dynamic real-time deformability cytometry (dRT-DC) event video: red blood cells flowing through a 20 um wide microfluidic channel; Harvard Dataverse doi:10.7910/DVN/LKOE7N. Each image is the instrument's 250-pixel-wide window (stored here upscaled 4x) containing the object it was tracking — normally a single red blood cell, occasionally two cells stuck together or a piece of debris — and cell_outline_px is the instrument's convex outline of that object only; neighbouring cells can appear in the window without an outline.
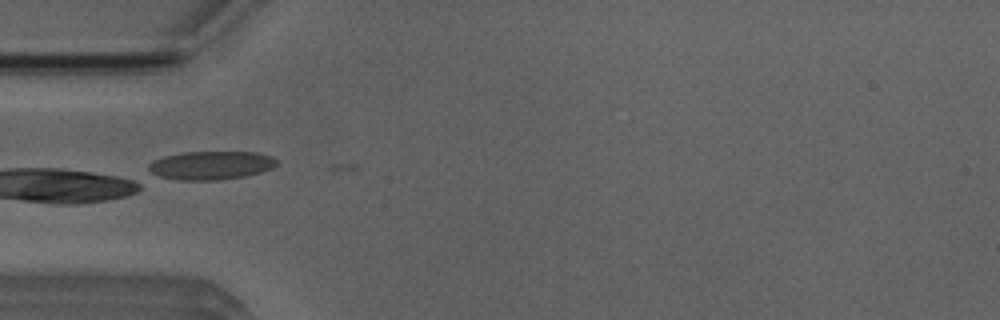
{"species": "Egyptian fruit bat (a non-hibernating species)", "species_latin": "Rousettus aegyptiacus", "temperature_condition": "room temperature", "stored_images_in_passage": 30, "camera_frame_rate_fps": 3000, "um_per_image_px": 0.085, "animal": {"sex": "male"}, "frame": {"image": 1, "passage_image": 1, "time_ms": 0.0, "image_size_px": [1000, 320], "cell_outline_px": [[276, 164], [272, 168], [260, 172], [244, 176], [216, 180], [180, 180], [148, 176], [148, 164], [152, 160], [164, 156], [184, 152], [256, 152], [272, 156], [276, 160]], "centroid_in_image_um": [17.82, 14.06], "position_along_channel_um": 67.2, "area_um2": 21.56}}